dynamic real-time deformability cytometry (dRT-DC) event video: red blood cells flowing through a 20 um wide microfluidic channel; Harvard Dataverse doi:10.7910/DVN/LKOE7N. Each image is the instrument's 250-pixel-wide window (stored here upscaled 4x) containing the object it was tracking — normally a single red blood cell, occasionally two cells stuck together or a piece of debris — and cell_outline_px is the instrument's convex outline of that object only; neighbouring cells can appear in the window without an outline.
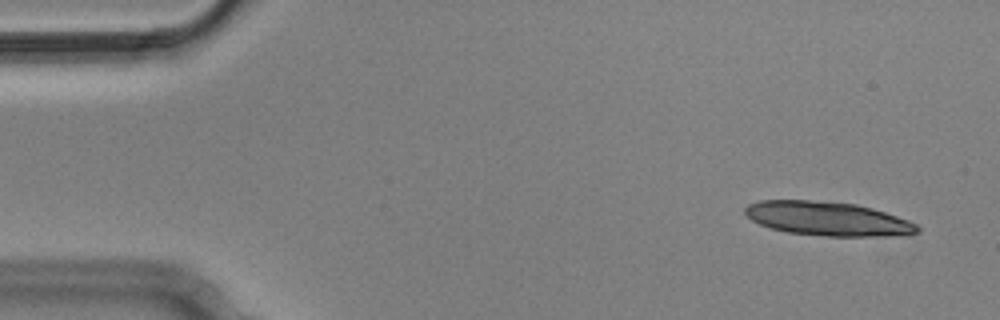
{"species": "Egyptian fruit bat (a non-hibernating species)", "species_latin": "Rousettus aegyptiacus", "temperature_condition": "cold", "stored_images_in_passage": 5, "camera_frame_rate_fps": 3000, "um_per_image_px": 0.085, "animal": {"sex": "male"}, "frame": {"image": 1, "passage_image": 1, "time_ms": 0.0, "image_size_px": [1000, 320], "cell_outline_px": [[920, 232], [908, 236], [828, 236], [788, 232], [772, 228], [760, 224], [752, 220], [744, 212], [744, 208], [748, 204], [760, 200], [808, 200], [856, 204], [872, 208], [908, 220], [916, 224], [920, 228]], "centroid_in_image_um": [70.4, 18.6], "position_along_channel_um": 14.6, "area_um2": 34.1}}